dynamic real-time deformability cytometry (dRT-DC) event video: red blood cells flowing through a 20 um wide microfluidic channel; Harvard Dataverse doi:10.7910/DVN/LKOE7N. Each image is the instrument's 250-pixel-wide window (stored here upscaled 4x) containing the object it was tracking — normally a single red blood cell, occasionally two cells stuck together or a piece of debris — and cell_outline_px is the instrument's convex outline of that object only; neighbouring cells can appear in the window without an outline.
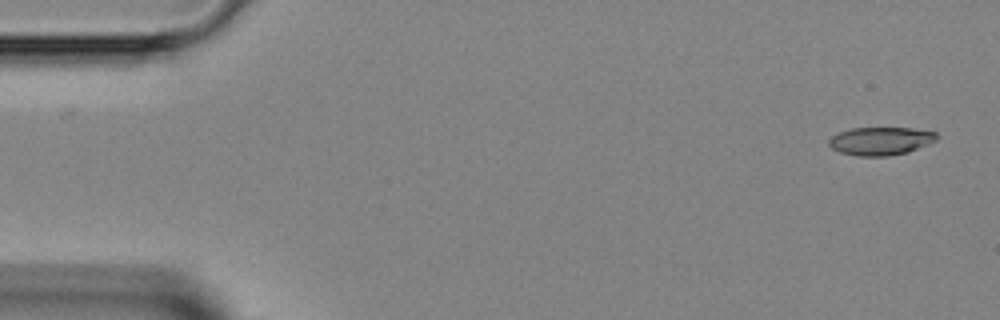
{"species": "Egyptian fruit bat (a non-hibernating species)", "species_latin": "Rousettus aegyptiacus", "temperature_condition": "room temperature", "stored_images_in_passage": 44, "camera_frame_rate_fps": 3000, "um_per_image_px": 0.085, "animal": {"sex": "female"}, "frame": {"image": 1, "passage_image": 1, "time_ms": 0.0, "image_size_px": [1000, 320], "cell_outline_px": [[936, 140], [928, 144], [908, 152], [888, 156], [856, 156], [840, 152], [832, 148], [828, 144], [828, 140], [832, 136], [840, 132], [852, 128], [912, 128], [936, 132]], "centroid_in_image_um": [74.83, 11.99], "position_along_channel_um": 10.2, "area_um2": 17.57}}
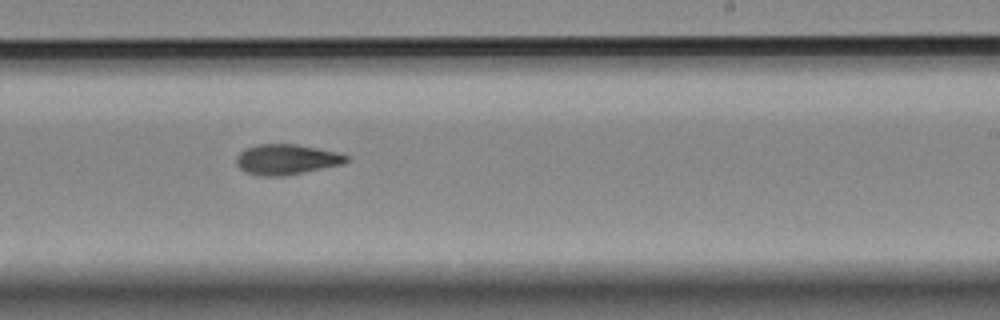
{"frame": {"image": 2, "passage_image": 26, "time_ms": 8.333, "image_size_px": [1000, 320], "cell_outline_px": [[348, 160], [344, 164], [284, 176], [260, 176], [244, 172], [236, 164], [236, 156], [244, 148], [260, 144], [296, 144], [336, 152], [348, 156]], "centroid_in_image_um": [24.31, 13.56], "position_along_channel_um": 264.7, "area_um2": 19.48}}
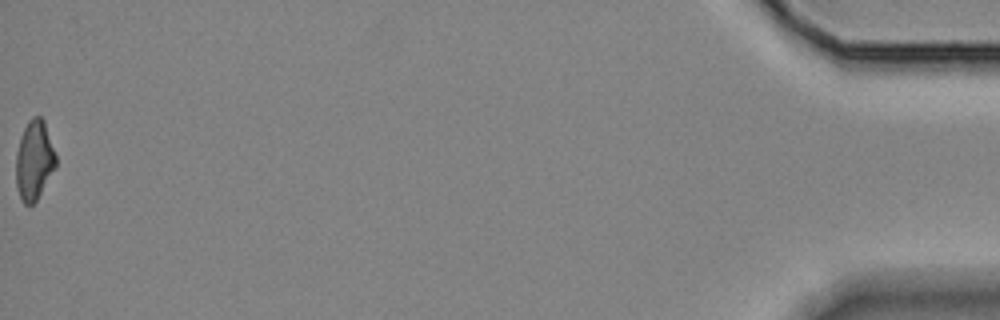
{"frame": {"image": 3, "passage_image": 44, "time_ms": 14.333, "image_size_px": [1000, 320], "cell_outline_px": [[56, 168], [36, 200], [32, 204], [24, 204], [20, 200], [16, 184], [16, 152], [20, 136], [28, 120], [32, 116], [40, 116], [44, 120], [56, 152]], "centroid_in_image_um": [2.91, 13.6], "position_along_channel_um": 432.3, "area_um2": 18.73}}